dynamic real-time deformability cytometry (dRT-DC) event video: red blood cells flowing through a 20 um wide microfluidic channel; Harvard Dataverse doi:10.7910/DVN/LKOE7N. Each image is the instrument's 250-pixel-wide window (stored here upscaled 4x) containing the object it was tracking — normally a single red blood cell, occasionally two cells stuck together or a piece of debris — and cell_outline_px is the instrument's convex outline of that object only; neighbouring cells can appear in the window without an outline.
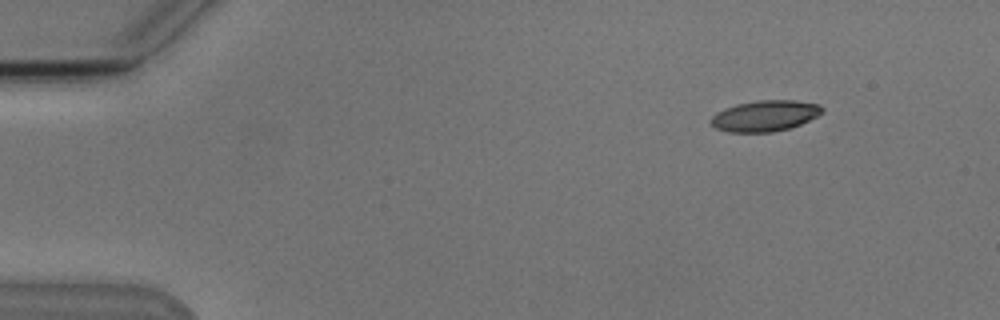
{"species": "Egyptian fruit bat (a non-hibernating species)", "species_latin": "Rousettus aegyptiacus", "temperature_condition": "cold", "stored_images_in_passage": 6, "camera_frame_rate_fps": 3000, "um_per_image_px": 0.085, "animal": {"sex": "male"}, "frame": {"image": 1, "passage_image": 2, "time_ms": 1.0, "image_size_px": [1000, 320], "cell_outline_px": [[824, 112], [800, 124], [788, 128], [772, 132], [728, 132], [716, 128], [708, 120], [716, 112], [724, 108], [736, 104], [756, 100], [796, 100], [820, 104], [824, 108]], "centroid_in_image_um": [65.01, 9.83], "position_along_channel_um": 20.0, "area_um2": 20.17}}
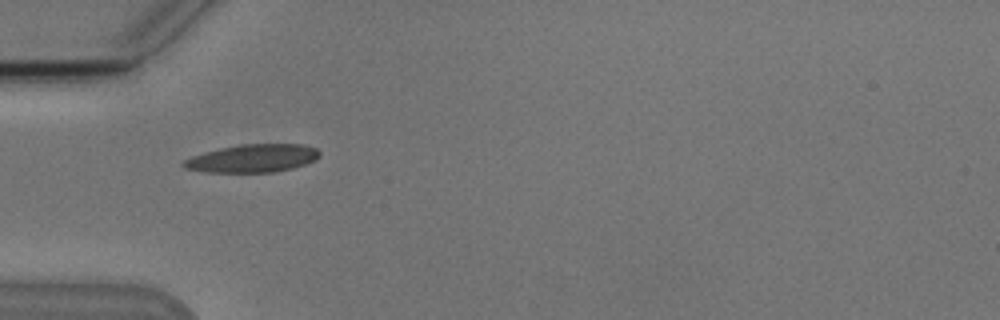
{"frame": {"image": 2, "passage_image": 5, "time_ms": 4.667, "image_size_px": [1000, 320], "cell_outline_px": [[320, 156], [316, 160], [292, 168], [272, 172], [204, 172], [184, 168], [180, 164], [184, 160], [192, 156], [204, 152], [220, 148], [240, 144], [304, 144], [316, 148], [320, 152]], "centroid_in_image_um": [21.46, 13.45], "position_along_channel_um": 63.5, "area_um2": 22.25}}